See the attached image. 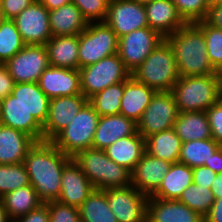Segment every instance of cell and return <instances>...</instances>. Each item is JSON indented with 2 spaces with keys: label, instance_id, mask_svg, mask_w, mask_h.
Segmentation results:
<instances>
[{
  "label": "cell",
  "instance_id": "1",
  "mask_svg": "<svg viewBox=\"0 0 222 222\" xmlns=\"http://www.w3.org/2000/svg\"><path fill=\"white\" fill-rule=\"evenodd\" d=\"M71 158L57 149L51 141L36 142L28 151L23 163L30 185L43 203L58 200L62 171Z\"/></svg>",
  "mask_w": 222,
  "mask_h": 222
},
{
  "label": "cell",
  "instance_id": "2",
  "mask_svg": "<svg viewBox=\"0 0 222 222\" xmlns=\"http://www.w3.org/2000/svg\"><path fill=\"white\" fill-rule=\"evenodd\" d=\"M165 40L172 47L180 76L217 74L208 58L203 31L195 23H186Z\"/></svg>",
  "mask_w": 222,
  "mask_h": 222
},
{
  "label": "cell",
  "instance_id": "3",
  "mask_svg": "<svg viewBox=\"0 0 222 222\" xmlns=\"http://www.w3.org/2000/svg\"><path fill=\"white\" fill-rule=\"evenodd\" d=\"M73 158L95 189L106 190L132 185L131 171L111 160L105 150L91 147L79 151Z\"/></svg>",
  "mask_w": 222,
  "mask_h": 222
},
{
  "label": "cell",
  "instance_id": "4",
  "mask_svg": "<svg viewBox=\"0 0 222 222\" xmlns=\"http://www.w3.org/2000/svg\"><path fill=\"white\" fill-rule=\"evenodd\" d=\"M131 76L156 91H172L180 74L169 43L163 40Z\"/></svg>",
  "mask_w": 222,
  "mask_h": 222
},
{
  "label": "cell",
  "instance_id": "5",
  "mask_svg": "<svg viewBox=\"0 0 222 222\" xmlns=\"http://www.w3.org/2000/svg\"><path fill=\"white\" fill-rule=\"evenodd\" d=\"M171 92L180 113L206 111L219 101L217 75L180 76Z\"/></svg>",
  "mask_w": 222,
  "mask_h": 222
},
{
  "label": "cell",
  "instance_id": "6",
  "mask_svg": "<svg viewBox=\"0 0 222 222\" xmlns=\"http://www.w3.org/2000/svg\"><path fill=\"white\" fill-rule=\"evenodd\" d=\"M99 118V114L87 102L51 142L64 154L74 157L79 151L92 147Z\"/></svg>",
  "mask_w": 222,
  "mask_h": 222
},
{
  "label": "cell",
  "instance_id": "7",
  "mask_svg": "<svg viewBox=\"0 0 222 222\" xmlns=\"http://www.w3.org/2000/svg\"><path fill=\"white\" fill-rule=\"evenodd\" d=\"M78 71L81 92L87 99L110 85L126 81L131 76L117 53L103 58L97 63L79 68Z\"/></svg>",
  "mask_w": 222,
  "mask_h": 222
},
{
  "label": "cell",
  "instance_id": "8",
  "mask_svg": "<svg viewBox=\"0 0 222 222\" xmlns=\"http://www.w3.org/2000/svg\"><path fill=\"white\" fill-rule=\"evenodd\" d=\"M119 38L104 22H90L79 34V68L97 63L118 51Z\"/></svg>",
  "mask_w": 222,
  "mask_h": 222
},
{
  "label": "cell",
  "instance_id": "9",
  "mask_svg": "<svg viewBox=\"0 0 222 222\" xmlns=\"http://www.w3.org/2000/svg\"><path fill=\"white\" fill-rule=\"evenodd\" d=\"M179 114L171 91H157L137 123V132L146 137L174 127Z\"/></svg>",
  "mask_w": 222,
  "mask_h": 222
},
{
  "label": "cell",
  "instance_id": "10",
  "mask_svg": "<svg viewBox=\"0 0 222 222\" xmlns=\"http://www.w3.org/2000/svg\"><path fill=\"white\" fill-rule=\"evenodd\" d=\"M163 40L165 37L150 27L137 29L119 38L117 54L132 73Z\"/></svg>",
  "mask_w": 222,
  "mask_h": 222
},
{
  "label": "cell",
  "instance_id": "11",
  "mask_svg": "<svg viewBox=\"0 0 222 222\" xmlns=\"http://www.w3.org/2000/svg\"><path fill=\"white\" fill-rule=\"evenodd\" d=\"M105 191L110 210L118 222H146L148 196L133 185Z\"/></svg>",
  "mask_w": 222,
  "mask_h": 222
},
{
  "label": "cell",
  "instance_id": "12",
  "mask_svg": "<svg viewBox=\"0 0 222 222\" xmlns=\"http://www.w3.org/2000/svg\"><path fill=\"white\" fill-rule=\"evenodd\" d=\"M15 83L38 82L50 66L44 45H25L5 63Z\"/></svg>",
  "mask_w": 222,
  "mask_h": 222
},
{
  "label": "cell",
  "instance_id": "13",
  "mask_svg": "<svg viewBox=\"0 0 222 222\" xmlns=\"http://www.w3.org/2000/svg\"><path fill=\"white\" fill-rule=\"evenodd\" d=\"M12 20L26 45H45L52 38L49 10L38 0Z\"/></svg>",
  "mask_w": 222,
  "mask_h": 222
},
{
  "label": "cell",
  "instance_id": "14",
  "mask_svg": "<svg viewBox=\"0 0 222 222\" xmlns=\"http://www.w3.org/2000/svg\"><path fill=\"white\" fill-rule=\"evenodd\" d=\"M105 22L118 38L131 31L149 27L145 6L132 0H110Z\"/></svg>",
  "mask_w": 222,
  "mask_h": 222
},
{
  "label": "cell",
  "instance_id": "15",
  "mask_svg": "<svg viewBox=\"0 0 222 222\" xmlns=\"http://www.w3.org/2000/svg\"><path fill=\"white\" fill-rule=\"evenodd\" d=\"M87 102L88 99L83 94L51 98L48 116L43 125V141H51L68 126Z\"/></svg>",
  "mask_w": 222,
  "mask_h": 222
},
{
  "label": "cell",
  "instance_id": "16",
  "mask_svg": "<svg viewBox=\"0 0 222 222\" xmlns=\"http://www.w3.org/2000/svg\"><path fill=\"white\" fill-rule=\"evenodd\" d=\"M94 186L72 157L64 166L58 202L79 207L93 192Z\"/></svg>",
  "mask_w": 222,
  "mask_h": 222
},
{
  "label": "cell",
  "instance_id": "17",
  "mask_svg": "<svg viewBox=\"0 0 222 222\" xmlns=\"http://www.w3.org/2000/svg\"><path fill=\"white\" fill-rule=\"evenodd\" d=\"M38 84L50 99L82 94L77 69L49 66L40 76Z\"/></svg>",
  "mask_w": 222,
  "mask_h": 222
},
{
  "label": "cell",
  "instance_id": "18",
  "mask_svg": "<svg viewBox=\"0 0 222 222\" xmlns=\"http://www.w3.org/2000/svg\"><path fill=\"white\" fill-rule=\"evenodd\" d=\"M171 165V162L145 152L131 172L132 185L146 196H151L159 188Z\"/></svg>",
  "mask_w": 222,
  "mask_h": 222
},
{
  "label": "cell",
  "instance_id": "19",
  "mask_svg": "<svg viewBox=\"0 0 222 222\" xmlns=\"http://www.w3.org/2000/svg\"><path fill=\"white\" fill-rule=\"evenodd\" d=\"M0 124L21 130L37 142L43 141V126L11 94L1 101Z\"/></svg>",
  "mask_w": 222,
  "mask_h": 222
},
{
  "label": "cell",
  "instance_id": "20",
  "mask_svg": "<svg viewBox=\"0 0 222 222\" xmlns=\"http://www.w3.org/2000/svg\"><path fill=\"white\" fill-rule=\"evenodd\" d=\"M146 222H204V217L179 200L148 197Z\"/></svg>",
  "mask_w": 222,
  "mask_h": 222
},
{
  "label": "cell",
  "instance_id": "21",
  "mask_svg": "<svg viewBox=\"0 0 222 222\" xmlns=\"http://www.w3.org/2000/svg\"><path fill=\"white\" fill-rule=\"evenodd\" d=\"M144 6L149 27L163 37L173 34L186 24L172 0H153Z\"/></svg>",
  "mask_w": 222,
  "mask_h": 222
},
{
  "label": "cell",
  "instance_id": "22",
  "mask_svg": "<svg viewBox=\"0 0 222 222\" xmlns=\"http://www.w3.org/2000/svg\"><path fill=\"white\" fill-rule=\"evenodd\" d=\"M137 123L122 114L100 116L92 147L104 150L116 140L134 135Z\"/></svg>",
  "mask_w": 222,
  "mask_h": 222
},
{
  "label": "cell",
  "instance_id": "23",
  "mask_svg": "<svg viewBox=\"0 0 222 222\" xmlns=\"http://www.w3.org/2000/svg\"><path fill=\"white\" fill-rule=\"evenodd\" d=\"M36 142L25 132L0 124V164L23 163Z\"/></svg>",
  "mask_w": 222,
  "mask_h": 222
},
{
  "label": "cell",
  "instance_id": "24",
  "mask_svg": "<svg viewBox=\"0 0 222 222\" xmlns=\"http://www.w3.org/2000/svg\"><path fill=\"white\" fill-rule=\"evenodd\" d=\"M156 92L155 89L130 76L124 81V94L121 98L119 114L138 123Z\"/></svg>",
  "mask_w": 222,
  "mask_h": 222
},
{
  "label": "cell",
  "instance_id": "25",
  "mask_svg": "<svg viewBox=\"0 0 222 222\" xmlns=\"http://www.w3.org/2000/svg\"><path fill=\"white\" fill-rule=\"evenodd\" d=\"M44 46L50 66L79 70V35L52 36Z\"/></svg>",
  "mask_w": 222,
  "mask_h": 222
},
{
  "label": "cell",
  "instance_id": "26",
  "mask_svg": "<svg viewBox=\"0 0 222 222\" xmlns=\"http://www.w3.org/2000/svg\"><path fill=\"white\" fill-rule=\"evenodd\" d=\"M11 95L42 126L44 125L48 116L50 98L40 89L38 82L15 83Z\"/></svg>",
  "mask_w": 222,
  "mask_h": 222
},
{
  "label": "cell",
  "instance_id": "27",
  "mask_svg": "<svg viewBox=\"0 0 222 222\" xmlns=\"http://www.w3.org/2000/svg\"><path fill=\"white\" fill-rule=\"evenodd\" d=\"M104 150L111 160L132 172L146 152L145 139L136 132L116 140Z\"/></svg>",
  "mask_w": 222,
  "mask_h": 222
},
{
  "label": "cell",
  "instance_id": "28",
  "mask_svg": "<svg viewBox=\"0 0 222 222\" xmlns=\"http://www.w3.org/2000/svg\"><path fill=\"white\" fill-rule=\"evenodd\" d=\"M52 36L79 35L88 26L87 20L74 3L49 11Z\"/></svg>",
  "mask_w": 222,
  "mask_h": 222
},
{
  "label": "cell",
  "instance_id": "29",
  "mask_svg": "<svg viewBox=\"0 0 222 222\" xmlns=\"http://www.w3.org/2000/svg\"><path fill=\"white\" fill-rule=\"evenodd\" d=\"M192 183V168L181 162L172 163L159 188L149 197L179 200L183 191Z\"/></svg>",
  "mask_w": 222,
  "mask_h": 222
},
{
  "label": "cell",
  "instance_id": "30",
  "mask_svg": "<svg viewBox=\"0 0 222 222\" xmlns=\"http://www.w3.org/2000/svg\"><path fill=\"white\" fill-rule=\"evenodd\" d=\"M173 128L183 143L212 138L210 124L205 111L179 112Z\"/></svg>",
  "mask_w": 222,
  "mask_h": 222
},
{
  "label": "cell",
  "instance_id": "31",
  "mask_svg": "<svg viewBox=\"0 0 222 222\" xmlns=\"http://www.w3.org/2000/svg\"><path fill=\"white\" fill-rule=\"evenodd\" d=\"M182 140L174 128L152 134L145 138V150L149 155L176 163L179 160Z\"/></svg>",
  "mask_w": 222,
  "mask_h": 222
},
{
  "label": "cell",
  "instance_id": "32",
  "mask_svg": "<svg viewBox=\"0 0 222 222\" xmlns=\"http://www.w3.org/2000/svg\"><path fill=\"white\" fill-rule=\"evenodd\" d=\"M0 202L13 222L43 204V201L31 185L23 186L7 193L0 198Z\"/></svg>",
  "mask_w": 222,
  "mask_h": 222
},
{
  "label": "cell",
  "instance_id": "33",
  "mask_svg": "<svg viewBox=\"0 0 222 222\" xmlns=\"http://www.w3.org/2000/svg\"><path fill=\"white\" fill-rule=\"evenodd\" d=\"M78 208L81 222H118L110 210L105 190L94 189Z\"/></svg>",
  "mask_w": 222,
  "mask_h": 222
},
{
  "label": "cell",
  "instance_id": "34",
  "mask_svg": "<svg viewBox=\"0 0 222 222\" xmlns=\"http://www.w3.org/2000/svg\"><path fill=\"white\" fill-rule=\"evenodd\" d=\"M219 147L220 145L213 138L184 142L178 162L192 169L203 166L206 162H209L211 156Z\"/></svg>",
  "mask_w": 222,
  "mask_h": 222
},
{
  "label": "cell",
  "instance_id": "35",
  "mask_svg": "<svg viewBox=\"0 0 222 222\" xmlns=\"http://www.w3.org/2000/svg\"><path fill=\"white\" fill-rule=\"evenodd\" d=\"M124 94V81L113 84L88 99L99 116L117 115Z\"/></svg>",
  "mask_w": 222,
  "mask_h": 222
},
{
  "label": "cell",
  "instance_id": "36",
  "mask_svg": "<svg viewBox=\"0 0 222 222\" xmlns=\"http://www.w3.org/2000/svg\"><path fill=\"white\" fill-rule=\"evenodd\" d=\"M25 45L15 22L11 19H6L0 25V64H5Z\"/></svg>",
  "mask_w": 222,
  "mask_h": 222
},
{
  "label": "cell",
  "instance_id": "37",
  "mask_svg": "<svg viewBox=\"0 0 222 222\" xmlns=\"http://www.w3.org/2000/svg\"><path fill=\"white\" fill-rule=\"evenodd\" d=\"M27 185L30 181L24 163L0 164V198Z\"/></svg>",
  "mask_w": 222,
  "mask_h": 222
},
{
  "label": "cell",
  "instance_id": "38",
  "mask_svg": "<svg viewBox=\"0 0 222 222\" xmlns=\"http://www.w3.org/2000/svg\"><path fill=\"white\" fill-rule=\"evenodd\" d=\"M214 200L211 189L194 183L187 187L179 198L180 202L203 217L209 212Z\"/></svg>",
  "mask_w": 222,
  "mask_h": 222
},
{
  "label": "cell",
  "instance_id": "39",
  "mask_svg": "<svg viewBox=\"0 0 222 222\" xmlns=\"http://www.w3.org/2000/svg\"><path fill=\"white\" fill-rule=\"evenodd\" d=\"M204 34L210 63L216 71L222 70V29L208 24L205 20L195 23Z\"/></svg>",
  "mask_w": 222,
  "mask_h": 222
},
{
  "label": "cell",
  "instance_id": "40",
  "mask_svg": "<svg viewBox=\"0 0 222 222\" xmlns=\"http://www.w3.org/2000/svg\"><path fill=\"white\" fill-rule=\"evenodd\" d=\"M179 15L186 23L205 20L208 13L206 0H172Z\"/></svg>",
  "mask_w": 222,
  "mask_h": 222
},
{
  "label": "cell",
  "instance_id": "41",
  "mask_svg": "<svg viewBox=\"0 0 222 222\" xmlns=\"http://www.w3.org/2000/svg\"><path fill=\"white\" fill-rule=\"evenodd\" d=\"M110 0H71L82 13L83 17L90 22H104L108 14Z\"/></svg>",
  "mask_w": 222,
  "mask_h": 222
},
{
  "label": "cell",
  "instance_id": "42",
  "mask_svg": "<svg viewBox=\"0 0 222 222\" xmlns=\"http://www.w3.org/2000/svg\"><path fill=\"white\" fill-rule=\"evenodd\" d=\"M49 209V222H81L79 208L58 201L46 202Z\"/></svg>",
  "mask_w": 222,
  "mask_h": 222
},
{
  "label": "cell",
  "instance_id": "43",
  "mask_svg": "<svg viewBox=\"0 0 222 222\" xmlns=\"http://www.w3.org/2000/svg\"><path fill=\"white\" fill-rule=\"evenodd\" d=\"M205 112L210 124L212 138L222 146V101L213 104Z\"/></svg>",
  "mask_w": 222,
  "mask_h": 222
},
{
  "label": "cell",
  "instance_id": "44",
  "mask_svg": "<svg viewBox=\"0 0 222 222\" xmlns=\"http://www.w3.org/2000/svg\"><path fill=\"white\" fill-rule=\"evenodd\" d=\"M35 0H1V8L6 19H14Z\"/></svg>",
  "mask_w": 222,
  "mask_h": 222
},
{
  "label": "cell",
  "instance_id": "45",
  "mask_svg": "<svg viewBox=\"0 0 222 222\" xmlns=\"http://www.w3.org/2000/svg\"><path fill=\"white\" fill-rule=\"evenodd\" d=\"M193 171V183L206 188H211L212 183L217 176L210 168L206 166H199L192 169Z\"/></svg>",
  "mask_w": 222,
  "mask_h": 222
},
{
  "label": "cell",
  "instance_id": "46",
  "mask_svg": "<svg viewBox=\"0 0 222 222\" xmlns=\"http://www.w3.org/2000/svg\"><path fill=\"white\" fill-rule=\"evenodd\" d=\"M14 222H49L48 205L43 203L37 209L31 210L26 215L19 217Z\"/></svg>",
  "mask_w": 222,
  "mask_h": 222
},
{
  "label": "cell",
  "instance_id": "47",
  "mask_svg": "<svg viewBox=\"0 0 222 222\" xmlns=\"http://www.w3.org/2000/svg\"><path fill=\"white\" fill-rule=\"evenodd\" d=\"M14 80L9 74V70L5 64H0V99L6 98L12 93Z\"/></svg>",
  "mask_w": 222,
  "mask_h": 222
},
{
  "label": "cell",
  "instance_id": "48",
  "mask_svg": "<svg viewBox=\"0 0 222 222\" xmlns=\"http://www.w3.org/2000/svg\"><path fill=\"white\" fill-rule=\"evenodd\" d=\"M204 222H222V195H216L212 207L204 217Z\"/></svg>",
  "mask_w": 222,
  "mask_h": 222
},
{
  "label": "cell",
  "instance_id": "49",
  "mask_svg": "<svg viewBox=\"0 0 222 222\" xmlns=\"http://www.w3.org/2000/svg\"><path fill=\"white\" fill-rule=\"evenodd\" d=\"M205 21L216 28L222 29V5L208 9Z\"/></svg>",
  "mask_w": 222,
  "mask_h": 222
},
{
  "label": "cell",
  "instance_id": "50",
  "mask_svg": "<svg viewBox=\"0 0 222 222\" xmlns=\"http://www.w3.org/2000/svg\"><path fill=\"white\" fill-rule=\"evenodd\" d=\"M204 166L210 168L216 174L222 173V146L215 151L209 162H206Z\"/></svg>",
  "mask_w": 222,
  "mask_h": 222
},
{
  "label": "cell",
  "instance_id": "51",
  "mask_svg": "<svg viewBox=\"0 0 222 222\" xmlns=\"http://www.w3.org/2000/svg\"><path fill=\"white\" fill-rule=\"evenodd\" d=\"M43 4L49 11L58 9L61 6L71 3V0H38Z\"/></svg>",
  "mask_w": 222,
  "mask_h": 222
},
{
  "label": "cell",
  "instance_id": "52",
  "mask_svg": "<svg viewBox=\"0 0 222 222\" xmlns=\"http://www.w3.org/2000/svg\"><path fill=\"white\" fill-rule=\"evenodd\" d=\"M210 189L214 199L216 198V195H222V173L217 174Z\"/></svg>",
  "mask_w": 222,
  "mask_h": 222
},
{
  "label": "cell",
  "instance_id": "53",
  "mask_svg": "<svg viewBox=\"0 0 222 222\" xmlns=\"http://www.w3.org/2000/svg\"><path fill=\"white\" fill-rule=\"evenodd\" d=\"M0 222H13V221L9 218V216H8L6 210H5V208L3 207V205H2L1 202H0Z\"/></svg>",
  "mask_w": 222,
  "mask_h": 222
},
{
  "label": "cell",
  "instance_id": "54",
  "mask_svg": "<svg viewBox=\"0 0 222 222\" xmlns=\"http://www.w3.org/2000/svg\"><path fill=\"white\" fill-rule=\"evenodd\" d=\"M217 82H218V97L219 101H222V70L217 71Z\"/></svg>",
  "mask_w": 222,
  "mask_h": 222
},
{
  "label": "cell",
  "instance_id": "55",
  "mask_svg": "<svg viewBox=\"0 0 222 222\" xmlns=\"http://www.w3.org/2000/svg\"><path fill=\"white\" fill-rule=\"evenodd\" d=\"M206 4L208 9L217 6V5H222V0H206Z\"/></svg>",
  "mask_w": 222,
  "mask_h": 222
},
{
  "label": "cell",
  "instance_id": "56",
  "mask_svg": "<svg viewBox=\"0 0 222 222\" xmlns=\"http://www.w3.org/2000/svg\"><path fill=\"white\" fill-rule=\"evenodd\" d=\"M6 20L5 18V15H4V12L1 8V5H0V25Z\"/></svg>",
  "mask_w": 222,
  "mask_h": 222
},
{
  "label": "cell",
  "instance_id": "57",
  "mask_svg": "<svg viewBox=\"0 0 222 222\" xmlns=\"http://www.w3.org/2000/svg\"><path fill=\"white\" fill-rule=\"evenodd\" d=\"M132 1H135V2H137V3H139V4L145 5V4L150 3V2L153 1V0H132Z\"/></svg>",
  "mask_w": 222,
  "mask_h": 222
},
{
  "label": "cell",
  "instance_id": "58",
  "mask_svg": "<svg viewBox=\"0 0 222 222\" xmlns=\"http://www.w3.org/2000/svg\"><path fill=\"white\" fill-rule=\"evenodd\" d=\"M1 101H2V100L0 99V117H1Z\"/></svg>",
  "mask_w": 222,
  "mask_h": 222
}]
</instances>
